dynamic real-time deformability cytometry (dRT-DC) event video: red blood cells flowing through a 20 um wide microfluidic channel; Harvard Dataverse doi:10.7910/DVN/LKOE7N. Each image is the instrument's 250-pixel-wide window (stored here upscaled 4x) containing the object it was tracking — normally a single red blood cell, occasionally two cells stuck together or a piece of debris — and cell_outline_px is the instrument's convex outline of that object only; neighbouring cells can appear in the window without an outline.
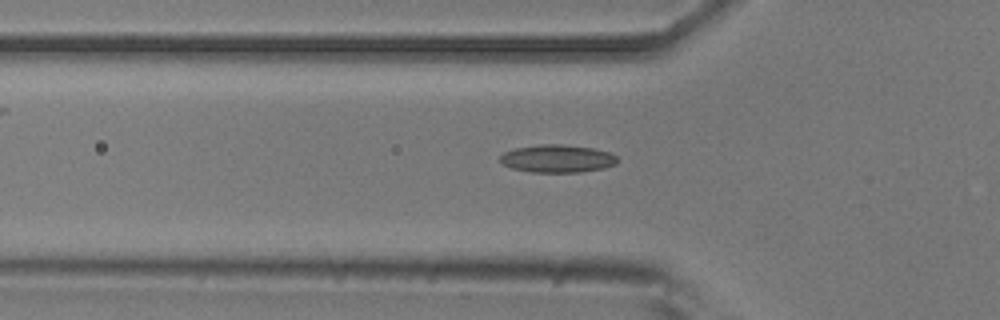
{"species": "common noctule bat (a hibernating species)", "species_latin": "Nyctalus noctula", "temperature_condition": "room temperature", "stored_images_in_passage": 35, "camera_frame_rate_fps": 3000, "um_per_image_px": 0.085, "animal": {"sex": "male", "body_mass_g": 20.5, "forearm_length_mm": 52.5}, "frame": {"image": 1, "passage_image": 6, "time_ms": 1.667, "image_size_px": [1000, 320], "cell_outline_px": [[616, 164], [604, 168], [580, 172], [532, 172], [512, 168], [504, 164], [500, 160], [500, 156], [504, 152], [516, 148], [540, 144], [560, 144], [592, 148], [608, 152], [616, 156]], "centroid_in_image_um": [47.37, 13.48], "position_along_channel_um": 78.4, "area_um2": 18.79}}
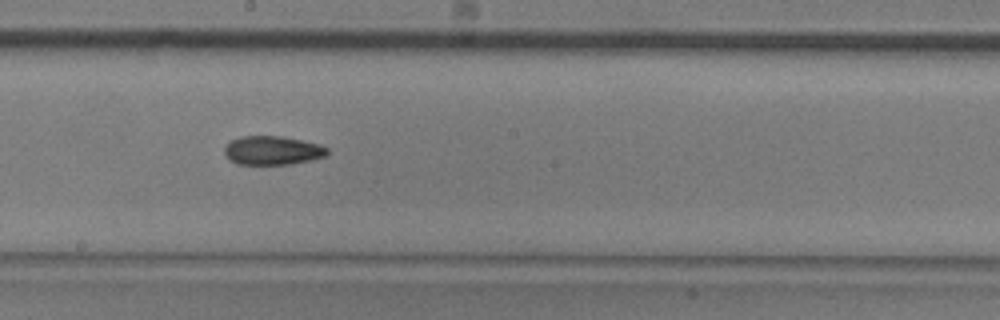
{"frame": {"image": 2, "passage_image": 17, "time_ms": 5.333, "image_size_px": [1000, 320], "cell_outline_px": [[328, 152], [324, 156], [308, 160], [288, 164], [236, 164], [228, 160], [224, 152], [224, 148], [232, 140], [240, 136], [284, 136], [320, 144], [328, 148]], "centroid_in_image_um": [23.13, 12.78], "position_along_channel_um": 225.1, "area_um2": 17.22}}
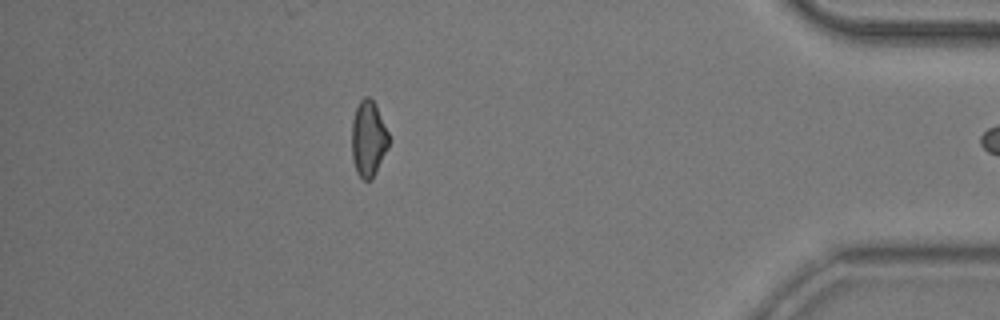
{"frame": {"image": 3, "passage_image": 34, "time_ms": 11.0, "image_size_px": [1000, 320], "cell_outline_px": [[388, 148], [372, 180], [364, 180], [356, 172], [352, 156], [352, 120], [356, 108], [360, 100], [364, 96], [368, 96], [376, 104], [388, 132]], "centroid_in_image_um": [31.31, 11.79], "position_along_channel_um": 403.9, "area_um2": 16.36}}